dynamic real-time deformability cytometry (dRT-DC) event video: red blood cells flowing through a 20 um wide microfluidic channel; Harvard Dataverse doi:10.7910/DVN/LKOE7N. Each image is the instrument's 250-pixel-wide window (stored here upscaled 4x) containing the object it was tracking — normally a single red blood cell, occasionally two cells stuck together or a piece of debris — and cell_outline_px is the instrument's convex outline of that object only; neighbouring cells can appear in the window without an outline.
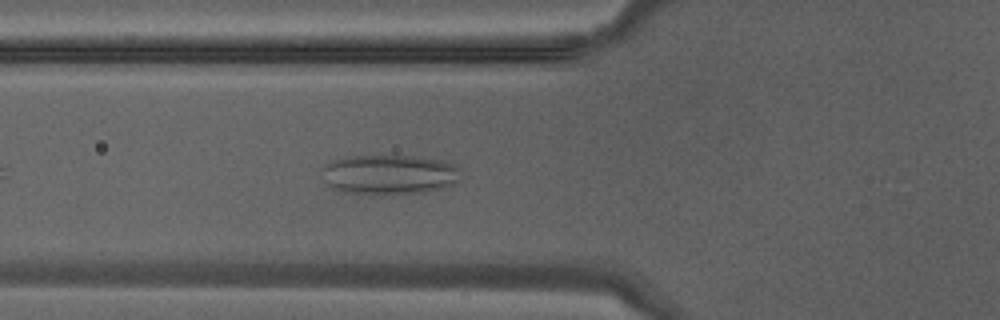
{"species": "Egyptian fruit bat (a non-hibernating species)", "species_latin": "Rousettus aegyptiacus", "temperature_condition": "warm", "stored_images_in_passage": 31, "camera_frame_rate_fps": 3000, "um_per_image_px": 0.085, "animal": {"sex": "male"}, "frame": {"image": 1, "passage_image": 5, "time_ms": 1.333, "image_size_px": [1000, 320], "cell_outline_px": [[460, 180], [456, 184], [444, 188], [424, 192], [380, 196], [372, 196], [336, 192], [320, 180], [320, 168], [324, 164], [332, 160], [348, 156], [412, 156], [436, 160], [452, 164], [456, 168]], "centroid_in_image_um": [32.93, 14.89], "position_along_channel_um": 92.9, "area_um2": 33.29}}
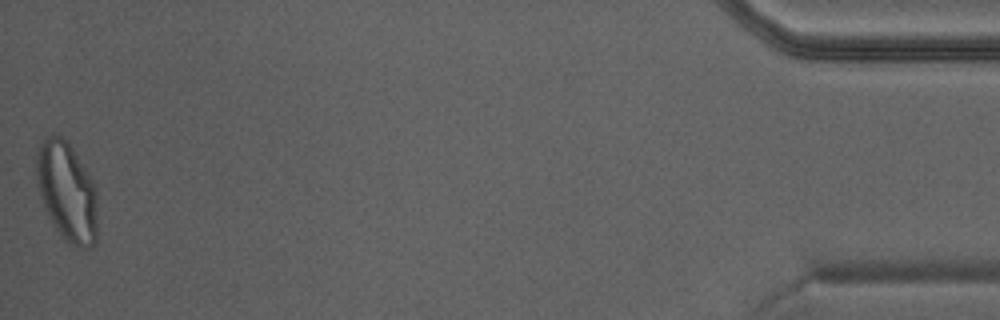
{"frame": {"image": 2, "passage_image": 31, "time_ms": 10.0, "image_size_px": [1000, 320], "cell_outline_px": [[96, 244], [88, 248], [80, 248], [68, 244], [64, 240], [56, 228], [44, 208], [36, 180], [36, 160], [40, 148], [44, 140], [52, 132], [56, 132], [72, 148], [84, 168], [96, 192]], "centroid_in_image_um": [5.67, 16.34], "position_along_channel_um": 429.5, "area_um2": 34.74}}